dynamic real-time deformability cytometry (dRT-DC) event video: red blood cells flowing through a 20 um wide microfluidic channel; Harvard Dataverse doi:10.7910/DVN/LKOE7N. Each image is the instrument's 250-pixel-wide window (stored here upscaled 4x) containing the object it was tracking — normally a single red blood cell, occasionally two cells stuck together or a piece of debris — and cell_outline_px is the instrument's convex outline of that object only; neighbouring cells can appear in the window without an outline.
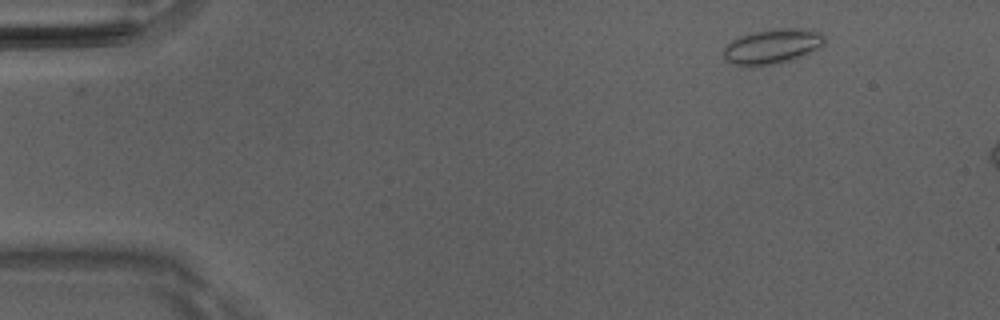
{"species": "Egyptian fruit bat (a non-hibernating species)", "species_latin": "Rousettus aegyptiacus", "temperature_condition": "room temperature", "stored_images_in_passage": 45, "camera_frame_rate_fps": 3000, "um_per_image_px": 0.085, "animal": {"sex": "male"}, "frame": {"image": 1, "passage_image": 1, "time_ms": 0.0, "image_size_px": [1000, 320], "cell_outline_px": [[824, 44], [820, 48], [792, 60], [780, 64], [732, 64], [724, 60], [724, 48], [732, 40], [740, 36], [756, 32], [784, 28], [800, 28], [820, 32], [824, 36]], "centroid_in_image_um": [65.68, 3.94], "position_along_channel_um": 19.3, "area_um2": 20.11}}
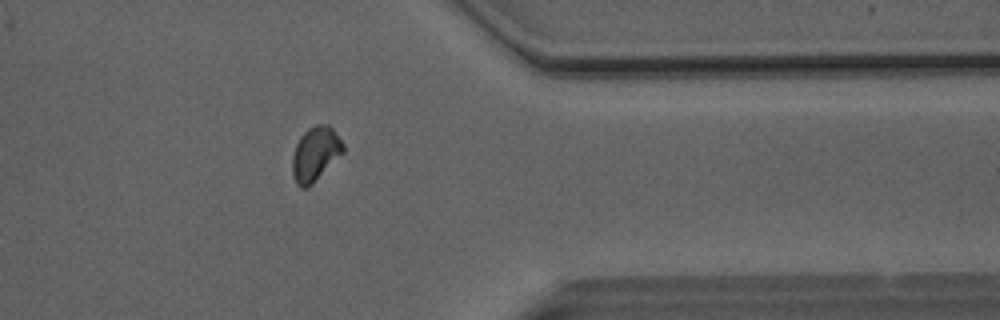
{"frame": {"image": 2, "passage_image": 36, "time_ms": 11.667, "image_size_px": [1000, 320], "cell_outline_px": [[344, 152], [308, 188], [300, 188], [296, 184], [292, 172], [292, 156], [296, 144], [300, 136], [308, 128], [316, 124], [328, 124], [332, 128], [344, 144]], "centroid_in_image_um": [26.79, 13.08], "position_along_channel_um": 384.6, "area_um2": 16.13}}
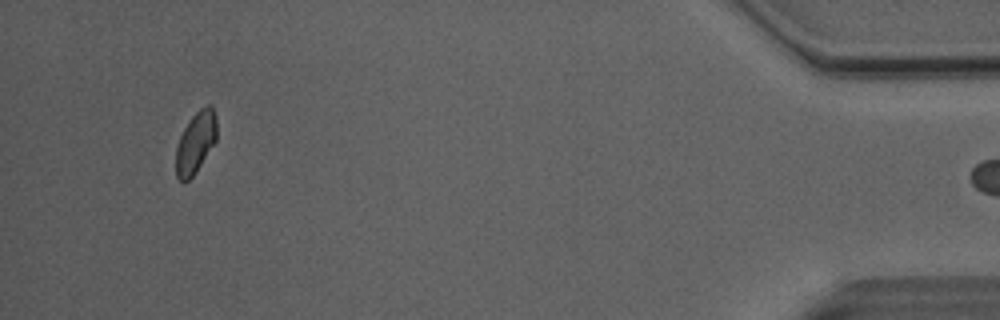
{"frame": {"image": 3, "passage_image": 43, "time_ms": 14.0, "image_size_px": [1000, 320], "cell_outline_px": [[216, 140], [196, 172], [184, 184], [176, 176], [176, 148], [180, 136], [184, 128], [192, 116], [204, 104], [212, 104], [216, 116]], "centroid_in_image_um": [16.63, 12.09], "position_along_channel_um": 418.6, "area_um2": 14.68}, "authors_computed_cell_mechanics": {"area_um2": 15.8372, "velocity_mm_per_s": 4.0948, "shape_relaxation_time_tau1_ms": null, "shape_relaxation_time_tau2_ms": 8.5566, "deformation_change_tau1": null, "deformation_change_tau2": 0.1099}}